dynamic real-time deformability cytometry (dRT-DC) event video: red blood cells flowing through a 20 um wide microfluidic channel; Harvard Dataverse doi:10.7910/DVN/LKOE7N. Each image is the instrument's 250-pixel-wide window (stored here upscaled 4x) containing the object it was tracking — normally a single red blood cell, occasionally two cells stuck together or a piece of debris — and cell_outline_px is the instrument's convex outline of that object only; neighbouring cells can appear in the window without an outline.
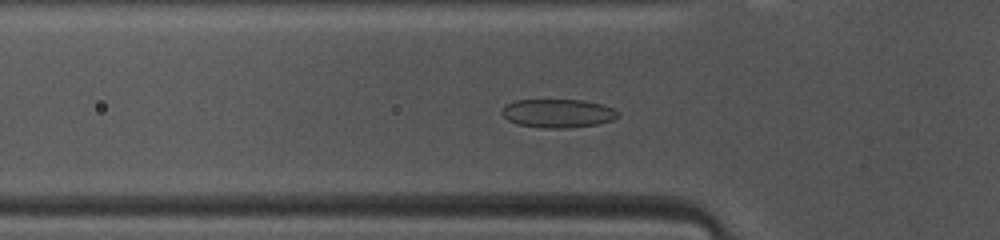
{"species": "common noctule bat (a hibernating species)", "species_latin": "Nyctalus noctula", "temperature_condition": "warm", "stored_images_in_passage": 40, "camera_frame_rate_fps": 3000, "um_per_image_px": 0.085, "animal": {"sex": "female", "body_mass_g": 10.0, "forearm_length_mm": 53.1}, "frame": {"image": 1, "passage_image": 6, "time_ms": 1.667, "image_size_px": [1000, 240], "cell_outline_px": [[620, 112], [612, 120], [596, 124], [568, 128], [540, 128], [516, 124], [508, 120], [500, 112], [508, 104], [516, 100], [584, 100], [600, 104], [612, 108]], "centroid_in_image_um": [47.4, 9.64], "position_along_channel_um": 78.4, "area_um2": 19.19}}
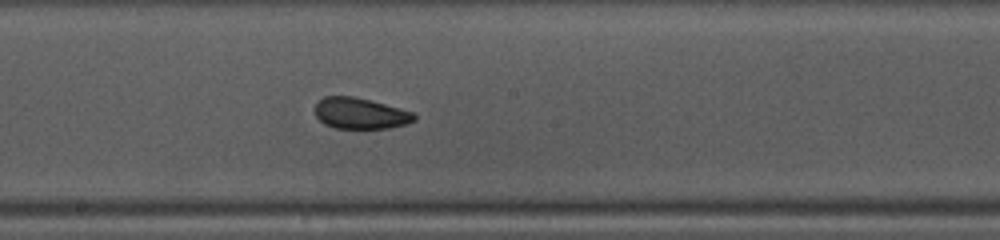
{"frame": {"image": 2, "passage_image": 16, "time_ms": 5.0, "image_size_px": [1000, 240], "cell_outline_px": [[416, 120], [392, 128], [336, 128], [324, 124], [316, 116], [316, 100], [324, 96], [352, 96], [384, 104], [412, 112], [416, 116]], "centroid_in_image_um": [30.59, 9.64], "position_along_channel_um": 217.6, "area_um2": 17.8}}
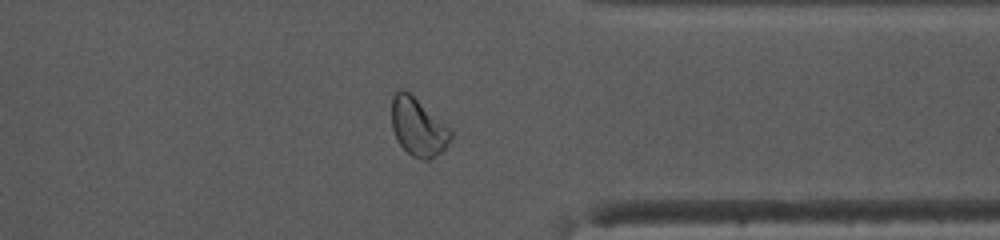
{"frame": {"image": 3, "passage_image": 28, "time_ms": 9.0, "image_size_px": [1000, 240], "cell_outline_px": [[452, 136], [444, 148], [440, 152], [428, 160], [424, 160], [412, 156], [396, 140], [392, 128], [392, 96], [400, 88], [404, 88], [448, 128], [452, 132]], "centroid_in_image_um": [35.48, 10.8], "position_along_channel_um": 375.9, "area_um2": 19.42}, "authors_computed_cell_mechanics": {"area_um2": 19.2185, "velocity_mm_per_s": 4.1441, "shape_relaxation_time_tau1_ms": 3.3378, "shape_relaxation_time_tau2_ms": 2.5473, "deformation_change_tau1": 0.0899, "deformation_change_tau2": 0.0721}}